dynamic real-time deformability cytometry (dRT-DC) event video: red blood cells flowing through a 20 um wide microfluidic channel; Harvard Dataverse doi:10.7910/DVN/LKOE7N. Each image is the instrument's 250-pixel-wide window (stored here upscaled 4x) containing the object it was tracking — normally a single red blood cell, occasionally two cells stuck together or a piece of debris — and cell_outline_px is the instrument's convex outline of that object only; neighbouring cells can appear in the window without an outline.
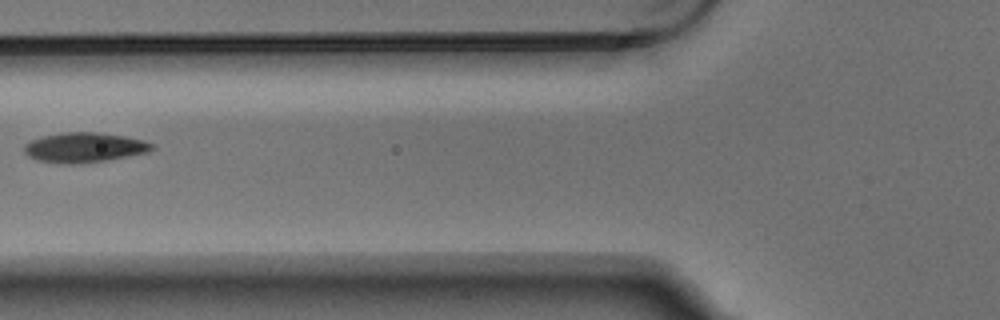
{"species": "Egyptian fruit bat (a non-hibernating species)", "species_latin": "Rousettus aegyptiacus", "temperature_condition": "warm", "stored_images_in_passage": 6, "camera_frame_rate_fps": 3000, "um_per_image_px": 0.085, "animal": {"sex": "male"}, "frame": {"image": 1, "passage_image": 5, "time_ms": 1.333, "image_size_px": [1000, 320], "cell_outline_px": [[156, 148], [148, 152], [108, 160], [76, 164], [68, 164], [36, 160], [28, 156], [24, 152], [24, 144], [32, 140], [44, 136], [64, 132], [96, 132], [128, 136], [144, 140], [156, 144]], "centroid_in_image_um": [7.22, 12.53], "position_along_channel_um": 118.6, "area_um2": 22.43}}
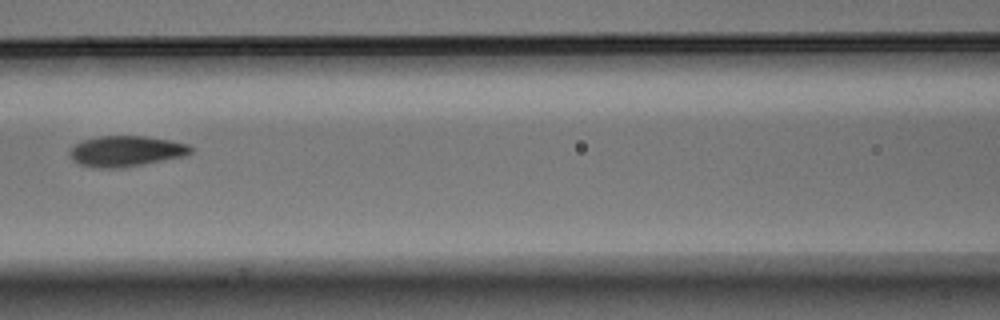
{"frame": {"image": 2, "passage_image": 6, "time_ms": 1.667, "image_size_px": [1000, 320], "cell_outline_px": [[192, 152], [184, 156], [124, 168], [92, 168], [80, 164], [72, 160], [68, 152], [76, 144], [84, 140], [100, 136], [144, 136], [168, 140], [188, 144], [192, 148]], "centroid_in_image_um": [10.69, 12.86], "position_along_channel_um": 155.9, "area_um2": 21.62}}